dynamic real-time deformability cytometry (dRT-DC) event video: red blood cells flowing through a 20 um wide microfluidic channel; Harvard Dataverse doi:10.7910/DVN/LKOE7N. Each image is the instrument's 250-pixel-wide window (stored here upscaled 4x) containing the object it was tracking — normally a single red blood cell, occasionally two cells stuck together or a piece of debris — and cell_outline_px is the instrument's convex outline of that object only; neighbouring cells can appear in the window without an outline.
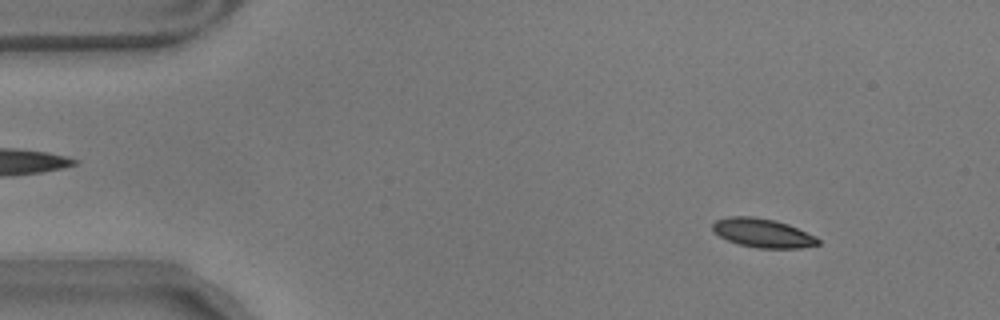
{"species": "common noctule bat (a hibernating species)", "species_latin": "Nyctalus noctula", "temperature_condition": "warm", "stored_images_in_passage": 13, "camera_frame_rate_fps": 3000, "um_per_image_px": 0.085, "animal": {"sex": "male", "body_mass_g": 17.9}, "frame": {"image": 1, "passage_image": 6, "time_ms": 1.667, "image_size_px": [1000, 320], "cell_outline_px": [[820, 244], [800, 248], [756, 248], [740, 244], [728, 240], [712, 232], [712, 224], [716, 220], [728, 216], [752, 216], [776, 220], [788, 224], [816, 236], [820, 240]], "centroid_in_image_um": [64.82, 19.8], "position_along_channel_um": 20.2, "area_um2": 17.86}}